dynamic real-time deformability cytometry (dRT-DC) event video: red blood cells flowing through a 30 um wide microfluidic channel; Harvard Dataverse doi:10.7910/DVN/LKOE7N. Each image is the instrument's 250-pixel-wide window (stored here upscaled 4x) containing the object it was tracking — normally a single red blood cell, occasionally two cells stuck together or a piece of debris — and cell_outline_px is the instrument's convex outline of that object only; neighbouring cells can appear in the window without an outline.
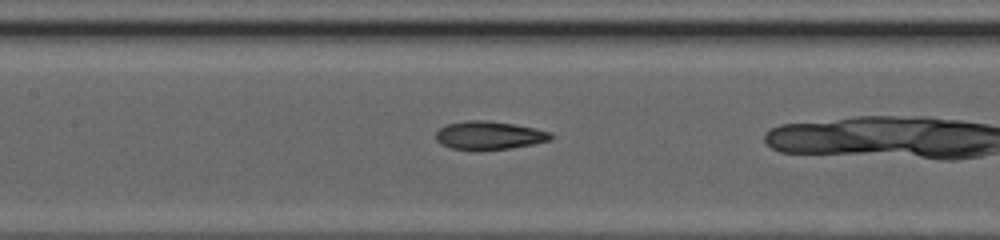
{"species": "common noctule bat (a hibernating species)", "species_latin": "Nyctalus noctula", "temperature_condition": "cold", "stored_images_in_passage": 39, "camera_frame_rate_fps": 3000, "um_per_image_px": 0.085, "animal": {"sex": "female", "body_mass_g": 20.0, "forearm_length_mm": 54.0}, "frame": {"image": 1, "passage_image": 23, "time_ms": 7.333, "image_size_px": [1000, 240], "cell_outline_px": [[556, 136], [552, 140], [512, 148], [480, 152], [472, 152], [452, 148], [440, 144], [436, 140], [436, 132], [440, 128], [448, 124], [464, 120], [488, 120], [536, 128], [552, 132]], "centroid_in_image_um": [41.59, 11.54], "position_along_channel_um": 165.8, "area_um2": 19.65}}
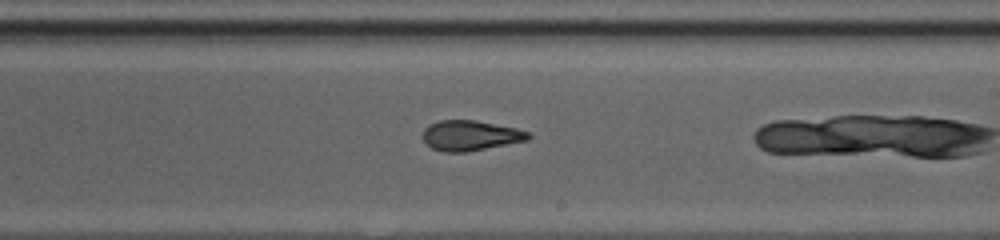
{"frame": {"image": 2, "passage_image": 29, "time_ms": 9.333, "image_size_px": [1000, 240], "cell_outline_px": [[532, 136], [528, 140], [468, 152], [444, 152], [432, 148], [424, 144], [424, 128], [428, 124], [440, 120], [476, 120], [516, 128], [532, 132]], "centroid_in_image_um": [40.0, 11.52], "position_along_channel_um": 249.0, "area_um2": 18.79}}
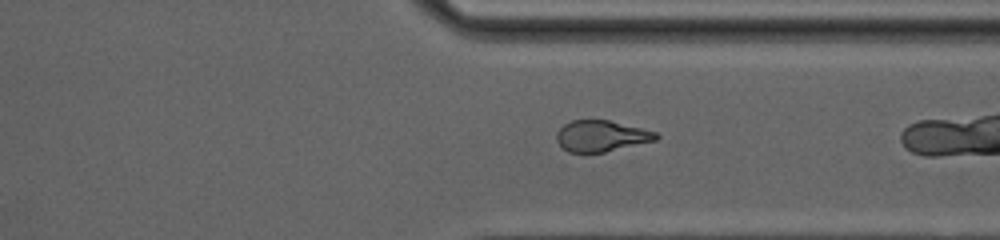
{"frame": {"image": 3, "passage_image": 37, "time_ms": 12.0, "image_size_px": [1000, 240], "cell_outline_px": [[660, 136], [656, 140], [604, 152], [568, 152], [556, 140], [556, 132], [564, 124], [572, 120], [608, 120], [656, 132]], "centroid_in_image_um": [51.09, 11.55], "position_along_channel_um": 360.3, "area_um2": 17.8}}